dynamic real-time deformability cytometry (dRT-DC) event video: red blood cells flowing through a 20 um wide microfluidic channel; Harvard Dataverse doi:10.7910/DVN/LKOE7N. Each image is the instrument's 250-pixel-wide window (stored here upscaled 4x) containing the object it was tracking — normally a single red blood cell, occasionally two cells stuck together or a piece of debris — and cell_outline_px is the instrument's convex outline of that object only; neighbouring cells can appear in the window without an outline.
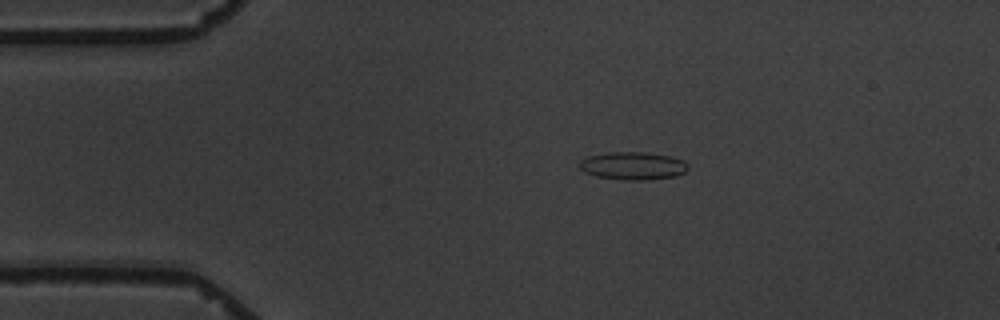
{"species": "common noctule bat (a hibernating species)", "species_latin": "Nyctalus noctula", "temperature_condition": "warm", "stored_images_in_passage": 9, "camera_frame_rate_fps": 3000, "um_per_image_px": 0.085, "animal": {"sex": "male", "body_mass_g": 19.5, "forearm_length_mm": 54.6}, "frame": {"image": 1, "passage_image": 1, "time_ms": 0.0, "image_size_px": [1000, 320], "cell_outline_px": [[688, 168], [684, 172], [676, 176], [648, 180], [620, 180], [596, 176], [584, 172], [580, 168], [580, 160], [588, 156], [608, 152], [644, 152], [668, 156], [684, 160], [688, 164]], "centroid_in_image_um": [53.79, 14.1], "position_along_channel_um": 31.2, "area_um2": 17.69}}
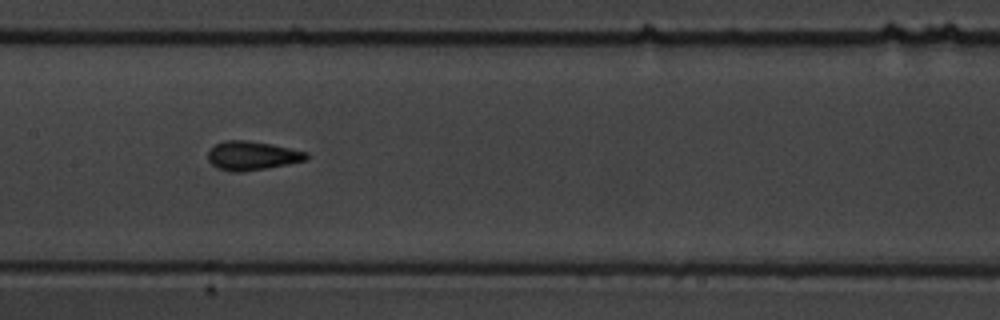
{"frame": {"image": 2, "passage_image": 6, "time_ms": 5.667, "image_size_px": [1000, 320], "cell_outline_px": [[308, 156], [304, 160], [288, 164], [268, 168], [244, 172], [232, 172], [216, 168], [208, 160], [208, 152], [216, 144], [224, 140], [248, 140], [272, 144], [308, 152]], "centroid_in_image_um": [21.41, 13.24], "position_along_channel_um": 186.0, "area_um2": 16.65}}
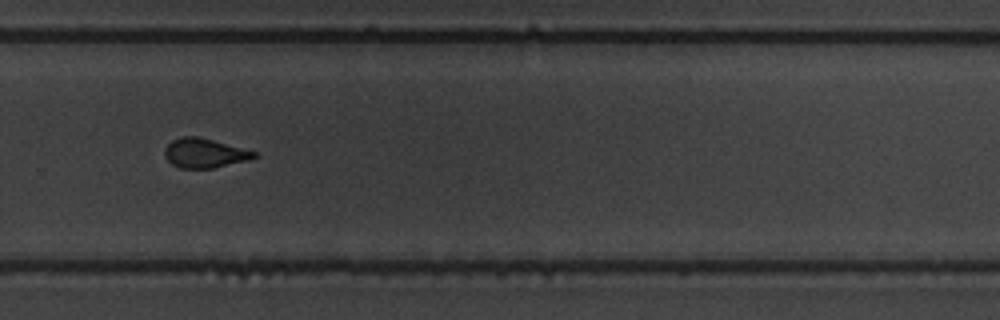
{"frame": {"image": 3, "passage_image": 9, "time_ms": 9.333, "image_size_px": [1000, 320], "cell_outline_px": [[260, 156], [248, 160], [212, 168], [180, 168], [172, 164], [164, 156], [164, 148], [172, 140], [184, 136], [200, 136], [256, 152]], "centroid_in_image_um": [17.38, 13.01], "position_along_channel_um": 312.4, "area_um2": 15.32}}